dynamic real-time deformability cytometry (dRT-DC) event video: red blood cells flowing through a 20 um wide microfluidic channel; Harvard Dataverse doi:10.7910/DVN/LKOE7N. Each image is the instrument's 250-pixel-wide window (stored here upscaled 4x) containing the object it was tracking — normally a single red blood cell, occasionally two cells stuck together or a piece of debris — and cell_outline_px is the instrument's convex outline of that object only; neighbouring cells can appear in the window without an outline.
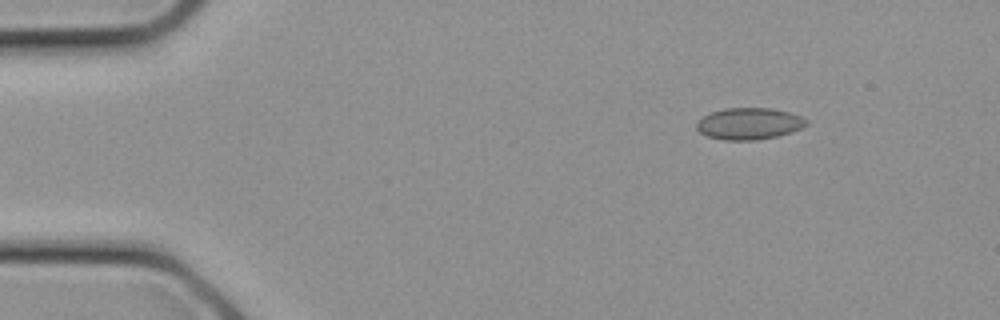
{"species": "common noctule bat (a hibernating species)", "species_latin": "Nyctalus noctula", "temperature_condition": "cold", "stored_images_in_passage": 14, "camera_frame_rate_fps": 3000, "um_per_image_px": 0.085, "animal": {"sex": "female", "body_mass_g": 21.9}, "frame": {"image": 1, "passage_image": 3, "time_ms": 0.667, "image_size_px": [1000, 320], "cell_outline_px": [[808, 124], [792, 132], [776, 136], [756, 140], [724, 140], [708, 136], [700, 132], [696, 128], [696, 120], [712, 112], [724, 108], [772, 108], [788, 112], [800, 116], [808, 120]], "centroid_in_image_um": [63.66, 10.51], "position_along_channel_um": 21.3, "area_um2": 20.23}}
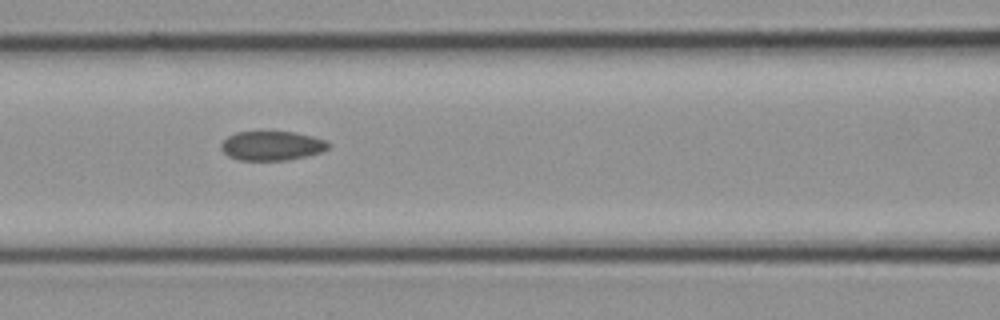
{"frame": {"image": 2, "passage_image": 11, "time_ms": 3.333, "image_size_px": [1000, 320], "cell_outline_px": [[332, 144], [328, 148], [320, 152], [308, 156], [288, 160], [240, 160], [228, 156], [220, 148], [220, 144], [228, 136], [236, 132], [292, 132], [312, 136], [328, 140]], "centroid_in_image_um": [23.13, 12.39], "position_along_channel_um": 143.5, "area_um2": 18.38}}
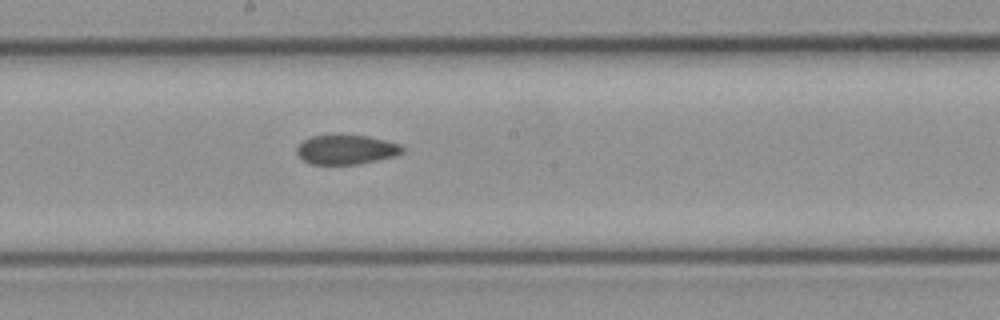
{"frame": {"image": 3, "passage_image": 14, "time_ms": 4.333, "image_size_px": [1000, 320], "cell_outline_px": [[404, 152], [396, 156], [360, 164], [308, 164], [296, 152], [296, 148], [304, 140], [312, 136], [368, 136], [400, 144], [404, 148]], "centroid_in_image_um": [29.46, 12.74], "position_along_channel_um": 218.7, "area_um2": 17.92}}